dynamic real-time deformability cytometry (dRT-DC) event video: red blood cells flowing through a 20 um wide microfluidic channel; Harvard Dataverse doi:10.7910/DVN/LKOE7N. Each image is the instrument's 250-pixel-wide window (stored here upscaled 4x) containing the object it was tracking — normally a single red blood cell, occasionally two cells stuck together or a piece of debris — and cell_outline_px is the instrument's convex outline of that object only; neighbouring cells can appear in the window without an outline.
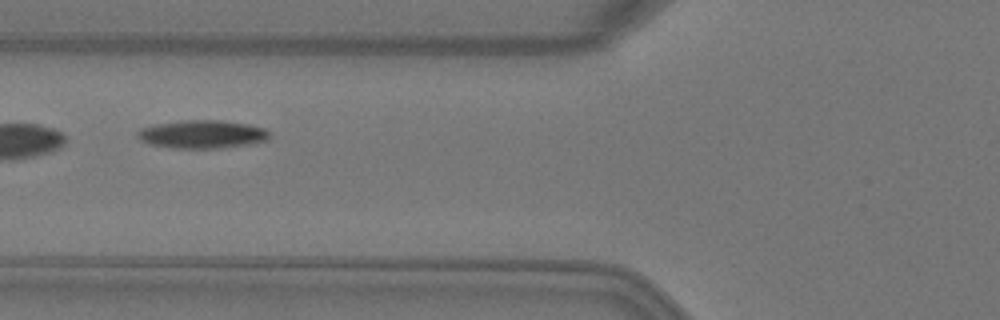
{"species": "Egyptian fruit bat (a non-hibernating species)", "species_latin": "Rousettus aegyptiacus", "temperature_condition": "warm", "stored_images_in_passage": 2, "camera_frame_rate_fps": 3000, "um_per_image_px": 0.085, "animal": {"sex": "female"}, "frame": {"image": 1, "passage_image": 2, "time_ms": 0.333, "image_size_px": [1000, 320], "cell_outline_px": [[268, 140], [252, 144], [216, 148], [172, 148], [148, 144], [140, 140], [136, 136], [136, 132], [140, 128], [152, 124], [180, 120], [220, 120], [248, 124], [264, 128], [268, 132]], "centroid_in_image_um": [17.12, 11.4], "position_along_channel_um": 108.7, "area_um2": 21.91}}